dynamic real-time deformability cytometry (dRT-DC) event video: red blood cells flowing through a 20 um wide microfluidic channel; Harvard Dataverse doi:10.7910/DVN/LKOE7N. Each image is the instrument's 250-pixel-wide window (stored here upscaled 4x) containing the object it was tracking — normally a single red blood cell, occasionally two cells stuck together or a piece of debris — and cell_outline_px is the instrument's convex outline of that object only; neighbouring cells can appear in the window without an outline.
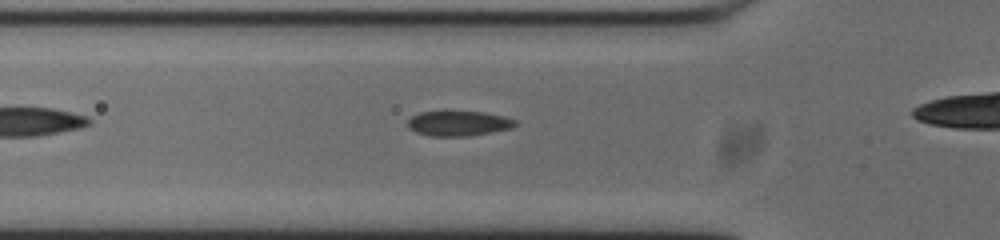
{"species": "common noctule bat (a hibernating species)", "species_latin": "Nyctalus noctula", "temperature_condition": "cold", "stored_images_in_passage": 28, "camera_frame_rate_fps": 3000, "um_per_image_px": 0.085, "animal": {"sex": "male", "body_mass_g": 20.0, "forearm_length_mm": 53.3}, "frame": {"image": 1, "passage_image": 2, "time_ms": 0.333, "image_size_px": [1000, 240], "cell_outline_px": [[516, 124], [512, 128], [492, 132], [468, 136], [428, 136], [416, 132], [408, 128], [408, 120], [412, 116], [420, 112], [444, 108], [484, 112], [504, 116], [516, 120]], "centroid_in_image_um": [38.93, 10.44], "position_along_channel_um": 86.9, "area_um2": 16.53}}
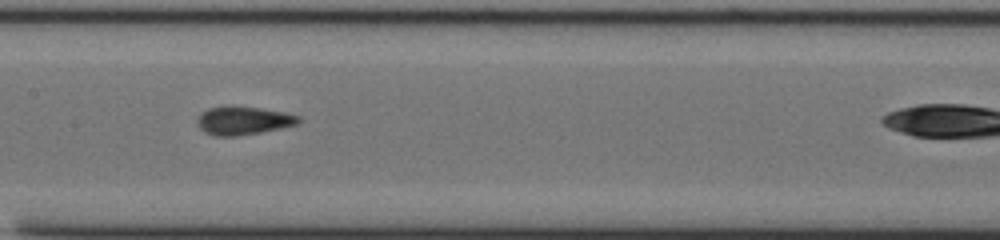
{"frame": {"image": 2, "passage_image": 10, "time_ms": 3.0, "image_size_px": [1000, 240], "cell_outline_px": [[300, 120], [296, 124], [280, 128], [260, 132], [236, 136], [216, 136], [204, 132], [200, 128], [196, 120], [200, 112], [208, 108], [260, 108], [284, 112], [300, 116]], "centroid_in_image_um": [20.66, 10.27], "position_along_channel_um": 186.7, "area_um2": 16.18}}
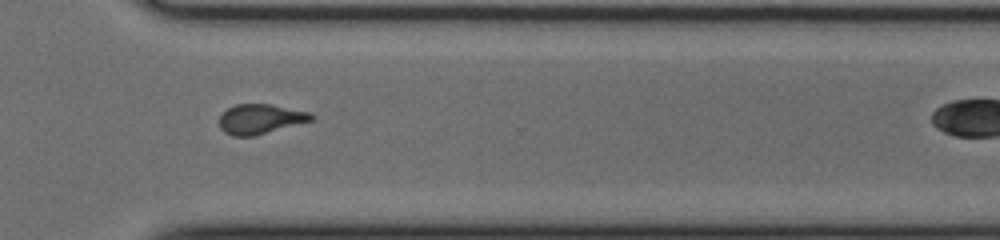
{"frame": {"image": 3, "passage_image": 23, "time_ms": 7.333, "image_size_px": [1000, 240], "cell_outline_px": [[316, 116], [312, 120], [256, 136], [232, 136], [224, 132], [220, 128], [220, 116], [228, 108], [236, 104], [272, 104], [312, 112]], "centroid_in_image_um": [22.16, 10.11], "position_along_channel_um": 348.4, "area_um2": 16.13}}